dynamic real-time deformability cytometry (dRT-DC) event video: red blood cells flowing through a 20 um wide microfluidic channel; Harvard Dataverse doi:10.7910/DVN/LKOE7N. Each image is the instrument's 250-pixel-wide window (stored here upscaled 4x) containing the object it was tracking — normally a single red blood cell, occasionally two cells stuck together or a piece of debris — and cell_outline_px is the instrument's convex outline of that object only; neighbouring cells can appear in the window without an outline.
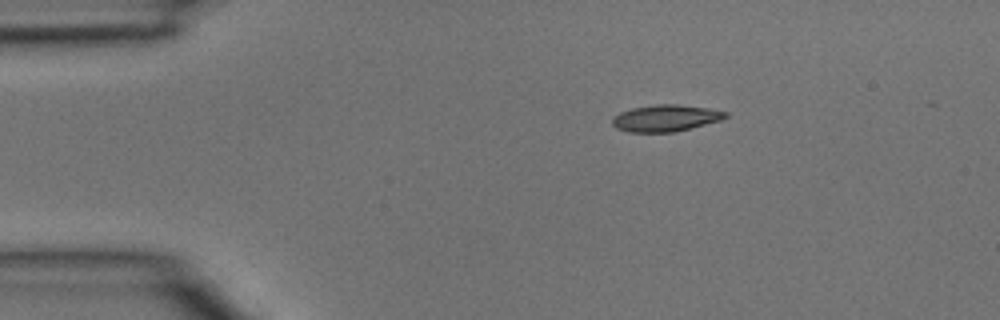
{"species": "common noctule bat (a hibernating species)", "species_latin": "Nyctalus noctula", "temperature_condition": "room temperature", "stored_images_in_passage": 38, "camera_frame_rate_fps": 3000, "um_per_image_px": 0.085, "animal": {"sex": "male", "body_mass_g": 15.6}, "frame": {"image": 1, "passage_image": 1, "time_ms": 0.0, "image_size_px": [1000, 320], "cell_outline_px": [[728, 116], [720, 120], [672, 132], [628, 132], [616, 128], [612, 124], [612, 120], [620, 112], [632, 108], [656, 104], [680, 104], [708, 108], [728, 112]], "centroid_in_image_um": [56.56, 10.03], "position_along_channel_um": 28.4, "area_um2": 17.4}}
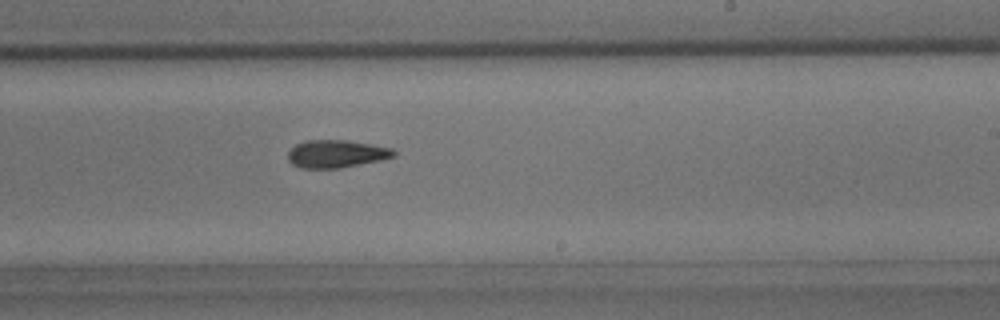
{"frame": {"image": 2, "passage_image": 20, "time_ms": 6.333, "image_size_px": [1000, 320], "cell_outline_px": [[396, 156], [380, 160], [340, 168], [300, 168], [292, 164], [288, 160], [288, 152], [296, 144], [304, 140], [348, 140], [372, 144], [392, 148], [396, 152]], "centroid_in_image_um": [28.59, 13.07], "position_along_channel_um": 260.4, "area_um2": 17.17}}
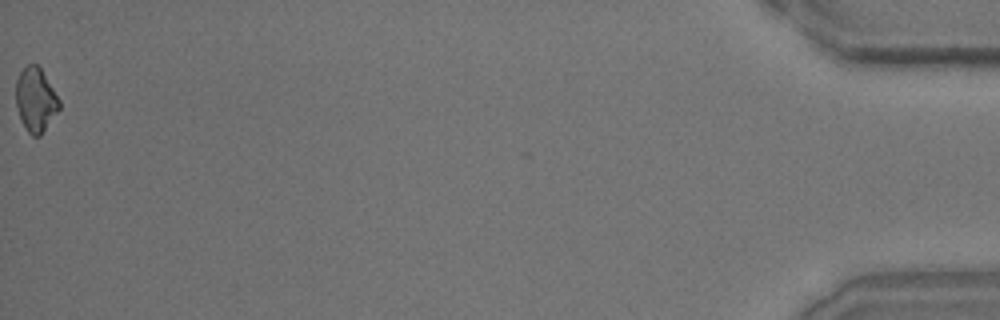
{"frame": {"image": 3, "passage_image": 38, "time_ms": 12.333, "image_size_px": [1000, 320], "cell_outline_px": [[60, 108], [40, 136], [32, 136], [28, 132], [20, 120], [16, 104], [16, 80], [20, 72], [28, 64], [36, 64], [40, 68], [60, 100]], "centroid_in_image_um": [3.02, 8.5], "position_along_channel_um": 432.2, "area_um2": 16.01}}